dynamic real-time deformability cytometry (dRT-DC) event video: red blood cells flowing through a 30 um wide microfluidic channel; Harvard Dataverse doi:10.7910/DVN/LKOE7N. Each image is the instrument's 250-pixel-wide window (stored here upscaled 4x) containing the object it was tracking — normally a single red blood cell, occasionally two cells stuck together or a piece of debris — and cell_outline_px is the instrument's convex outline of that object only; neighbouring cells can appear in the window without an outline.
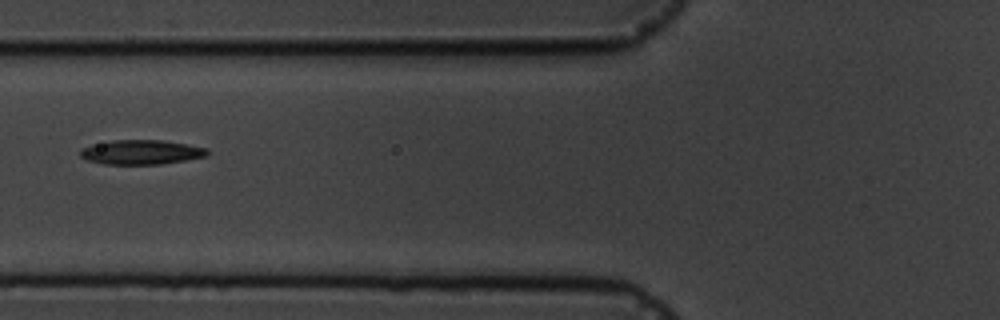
{"species": "common noctule bat (a hibernating species)", "species_latin": "Nyctalus noctula", "temperature_condition": "cold", "stored_images_in_passage": 2, "camera_frame_rate_fps": 3000, "um_per_image_px": 0.085, "animal": {"sex": "male", "body_mass_g": 19.5, "forearm_length_mm": 54.6}, "frame": {"image": 1, "passage_image": 2, "time_ms": 1.0, "image_size_px": [1000, 320], "cell_outline_px": [[208, 156], [160, 164], [104, 164], [88, 160], [80, 156], [80, 148], [92, 144], [112, 140], [164, 140], [208, 148]], "centroid_in_image_um": [11.99, 12.93], "position_along_channel_um": 113.8, "area_um2": 18.15}}